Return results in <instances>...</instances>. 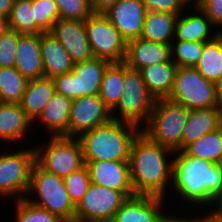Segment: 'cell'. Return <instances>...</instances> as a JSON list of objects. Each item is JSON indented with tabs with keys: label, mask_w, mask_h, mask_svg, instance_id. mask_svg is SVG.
Instances as JSON below:
<instances>
[{
	"label": "cell",
	"mask_w": 222,
	"mask_h": 222,
	"mask_svg": "<svg viewBox=\"0 0 222 222\" xmlns=\"http://www.w3.org/2000/svg\"><path fill=\"white\" fill-rule=\"evenodd\" d=\"M217 108L222 112V77L216 83Z\"/></svg>",
	"instance_id": "46"
},
{
	"label": "cell",
	"mask_w": 222,
	"mask_h": 222,
	"mask_svg": "<svg viewBox=\"0 0 222 222\" xmlns=\"http://www.w3.org/2000/svg\"><path fill=\"white\" fill-rule=\"evenodd\" d=\"M188 115L189 110L181 104L158 99L141 132L155 143L173 151H181V137Z\"/></svg>",
	"instance_id": "5"
},
{
	"label": "cell",
	"mask_w": 222,
	"mask_h": 222,
	"mask_svg": "<svg viewBox=\"0 0 222 222\" xmlns=\"http://www.w3.org/2000/svg\"><path fill=\"white\" fill-rule=\"evenodd\" d=\"M172 159L171 190L175 197L181 199L183 205L195 206L194 212L197 206L202 205L201 211L209 206L205 209L207 212L222 190L221 165L190 157L184 151H175Z\"/></svg>",
	"instance_id": "1"
},
{
	"label": "cell",
	"mask_w": 222,
	"mask_h": 222,
	"mask_svg": "<svg viewBox=\"0 0 222 222\" xmlns=\"http://www.w3.org/2000/svg\"><path fill=\"white\" fill-rule=\"evenodd\" d=\"M25 199L57 215L65 222L75 221L76 206L66 191L63 178L42 169L36 162L31 170L30 185Z\"/></svg>",
	"instance_id": "4"
},
{
	"label": "cell",
	"mask_w": 222,
	"mask_h": 222,
	"mask_svg": "<svg viewBox=\"0 0 222 222\" xmlns=\"http://www.w3.org/2000/svg\"><path fill=\"white\" fill-rule=\"evenodd\" d=\"M126 199L121 191L91 183L75 208V221L110 222Z\"/></svg>",
	"instance_id": "12"
},
{
	"label": "cell",
	"mask_w": 222,
	"mask_h": 222,
	"mask_svg": "<svg viewBox=\"0 0 222 222\" xmlns=\"http://www.w3.org/2000/svg\"><path fill=\"white\" fill-rule=\"evenodd\" d=\"M192 5L193 6L190 5V8L188 7V10L186 9V11H183L185 12V15H178L173 41H192L204 43L213 40L220 33L216 30V28H213L214 26L212 22L199 9V7L194 3H192ZM191 8L192 11H190Z\"/></svg>",
	"instance_id": "18"
},
{
	"label": "cell",
	"mask_w": 222,
	"mask_h": 222,
	"mask_svg": "<svg viewBox=\"0 0 222 222\" xmlns=\"http://www.w3.org/2000/svg\"><path fill=\"white\" fill-rule=\"evenodd\" d=\"M195 222H213V221L205 214L201 215V217H199Z\"/></svg>",
	"instance_id": "48"
},
{
	"label": "cell",
	"mask_w": 222,
	"mask_h": 222,
	"mask_svg": "<svg viewBox=\"0 0 222 222\" xmlns=\"http://www.w3.org/2000/svg\"><path fill=\"white\" fill-rule=\"evenodd\" d=\"M71 103L72 99L55 92L43 109L42 114L33 124H42L44 126L42 128L47 129L48 134L50 132L51 136L68 137V119Z\"/></svg>",
	"instance_id": "23"
},
{
	"label": "cell",
	"mask_w": 222,
	"mask_h": 222,
	"mask_svg": "<svg viewBox=\"0 0 222 222\" xmlns=\"http://www.w3.org/2000/svg\"><path fill=\"white\" fill-rule=\"evenodd\" d=\"M0 151V197L13 200L26 198L31 170L35 163V148ZM17 151V152H16ZM8 197V198H7Z\"/></svg>",
	"instance_id": "9"
},
{
	"label": "cell",
	"mask_w": 222,
	"mask_h": 222,
	"mask_svg": "<svg viewBox=\"0 0 222 222\" xmlns=\"http://www.w3.org/2000/svg\"><path fill=\"white\" fill-rule=\"evenodd\" d=\"M91 7L94 13H104L111 6L118 3L120 0H90Z\"/></svg>",
	"instance_id": "42"
},
{
	"label": "cell",
	"mask_w": 222,
	"mask_h": 222,
	"mask_svg": "<svg viewBox=\"0 0 222 222\" xmlns=\"http://www.w3.org/2000/svg\"><path fill=\"white\" fill-rule=\"evenodd\" d=\"M32 125L33 122L28 118L21 104L0 103V142L3 141L2 143H7L8 146H11L9 143L23 144L22 141L31 132Z\"/></svg>",
	"instance_id": "20"
},
{
	"label": "cell",
	"mask_w": 222,
	"mask_h": 222,
	"mask_svg": "<svg viewBox=\"0 0 222 222\" xmlns=\"http://www.w3.org/2000/svg\"><path fill=\"white\" fill-rule=\"evenodd\" d=\"M47 144L35 148V162L44 170L66 177L85 166L84 155L78 138L50 136Z\"/></svg>",
	"instance_id": "7"
},
{
	"label": "cell",
	"mask_w": 222,
	"mask_h": 222,
	"mask_svg": "<svg viewBox=\"0 0 222 222\" xmlns=\"http://www.w3.org/2000/svg\"><path fill=\"white\" fill-rule=\"evenodd\" d=\"M215 209H214V208ZM212 209L205 212V214H222V190L220 193L215 197L213 204L211 206Z\"/></svg>",
	"instance_id": "43"
},
{
	"label": "cell",
	"mask_w": 222,
	"mask_h": 222,
	"mask_svg": "<svg viewBox=\"0 0 222 222\" xmlns=\"http://www.w3.org/2000/svg\"><path fill=\"white\" fill-rule=\"evenodd\" d=\"M193 3L208 17L214 28L222 34V0H194Z\"/></svg>",
	"instance_id": "40"
},
{
	"label": "cell",
	"mask_w": 222,
	"mask_h": 222,
	"mask_svg": "<svg viewBox=\"0 0 222 222\" xmlns=\"http://www.w3.org/2000/svg\"><path fill=\"white\" fill-rule=\"evenodd\" d=\"M171 60V44L147 41L142 38L127 42V53L124 63L131 69L141 70L144 67Z\"/></svg>",
	"instance_id": "19"
},
{
	"label": "cell",
	"mask_w": 222,
	"mask_h": 222,
	"mask_svg": "<svg viewBox=\"0 0 222 222\" xmlns=\"http://www.w3.org/2000/svg\"><path fill=\"white\" fill-rule=\"evenodd\" d=\"M213 222H222V214H206Z\"/></svg>",
	"instance_id": "47"
},
{
	"label": "cell",
	"mask_w": 222,
	"mask_h": 222,
	"mask_svg": "<svg viewBox=\"0 0 222 222\" xmlns=\"http://www.w3.org/2000/svg\"><path fill=\"white\" fill-rule=\"evenodd\" d=\"M124 62L110 63L104 71L99 96L105 105L112 110L123 93Z\"/></svg>",
	"instance_id": "29"
},
{
	"label": "cell",
	"mask_w": 222,
	"mask_h": 222,
	"mask_svg": "<svg viewBox=\"0 0 222 222\" xmlns=\"http://www.w3.org/2000/svg\"><path fill=\"white\" fill-rule=\"evenodd\" d=\"M15 222H65L51 212L30 203L25 198L15 200Z\"/></svg>",
	"instance_id": "35"
},
{
	"label": "cell",
	"mask_w": 222,
	"mask_h": 222,
	"mask_svg": "<svg viewBox=\"0 0 222 222\" xmlns=\"http://www.w3.org/2000/svg\"><path fill=\"white\" fill-rule=\"evenodd\" d=\"M183 151L190 157L220 164L222 161V126L195 140Z\"/></svg>",
	"instance_id": "30"
},
{
	"label": "cell",
	"mask_w": 222,
	"mask_h": 222,
	"mask_svg": "<svg viewBox=\"0 0 222 222\" xmlns=\"http://www.w3.org/2000/svg\"><path fill=\"white\" fill-rule=\"evenodd\" d=\"M141 129L119 120L87 131L78 137L84 161H129L130 146Z\"/></svg>",
	"instance_id": "3"
},
{
	"label": "cell",
	"mask_w": 222,
	"mask_h": 222,
	"mask_svg": "<svg viewBox=\"0 0 222 222\" xmlns=\"http://www.w3.org/2000/svg\"><path fill=\"white\" fill-rule=\"evenodd\" d=\"M91 183L121 191L127 198L135 194L128 161H85Z\"/></svg>",
	"instance_id": "15"
},
{
	"label": "cell",
	"mask_w": 222,
	"mask_h": 222,
	"mask_svg": "<svg viewBox=\"0 0 222 222\" xmlns=\"http://www.w3.org/2000/svg\"><path fill=\"white\" fill-rule=\"evenodd\" d=\"M35 18V34L50 32L60 18L55 0H32Z\"/></svg>",
	"instance_id": "34"
},
{
	"label": "cell",
	"mask_w": 222,
	"mask_h": 222,
	"mask_svg": "<svg viewBox=\"0 0 222 222\" xmlns=\"http://www.w3.org/2000/svg\"><path fill=\"white\" fill-rule=\"evenodd\" d=\"M87 38L95 58L123 63L127 41L103 13H93L85 20Z\"/></svg>",
	"instance_id": "11"
},
{
	"label": "cell",
	"mask_w": 222,
	"mask_h": 222,
	"mask_svg": "<svg viewBox=\"0 0 222 222\" xmlns=\"http://www.w3.org/2000/svg\"><path fill=\"white\" fill-rule=\"evenodd\" d=\"M176 42V43H175ZM204 50V43L172 41L171 60L177 67H195Z\"/></svg>",
	"instance_id": "33"
},
{
	"label": "cell",
	"mask_w": 222,
	"mask_h": 222,
	"mask_svg": "<svg viewBox=\"0 0 222 222\" xmlns=\"http://www.w3.org/2000/svg\"><path fill=\"white\" fill-rule=\"evenodd\" d=\"M176 70L177 65L172 60L150 65L140 70L146 88L155 100L168 98Z\"/></svg>",
	"instance_id": "26"
},
{
	"label": "cell",
	"mask_w": 222,
	"mask_h": 222,
	"mask_svg": "<svg viewBox=\"0 0 222 222\" xmlns=\"http://www.w3.org/2000/svg\"><path fill=\"white\" fill-rule=\"evenodd\" d=\"M15 0H0V15L9 16Z\"/></svg>",
	"instance_id": "44"
},
{
	"label": "cell",
	"mask_w": 222,
	"mask_h": 222,
	"mask_svg": "<svg viewBox=\"0 0 222 222\" xmlns=\"http://www.w3.org/2000/svg\"><path fill=\"white\" fill-rule=\"evenodd\" d=\"M147 11H162L181 14L193 3L192 0H142Z\"/></svg>",
	"instance_id": "39"
},
{
	"label": "cell",
	"mask_w": 222,
	"mask_h": 222,
	"mask_svg": "<svg viewBox=\"0 0 222 222\" xmlns=\"http://www.w3.org/2000/svg\"><path fill=\"white\" fill-rule=\"evenodd\" d=\"M146 13L142 0H120L103 14L128 42L140 38Z\"/></svg>",
	"instance_id": "16"
},
{
	"label": "cell",
	"mask_w": 222,
	"mask_h": 222,
	"mask_svg": "<svg viewBox=\"0 0 222 222\" xmlns=\"http://www.w3.org/2000/svg\"><path fill=\"white\" fill-rule=\"evenodd\" d=\"M56 92L52 78L28 80L21 101L22 109L34 123L42 114L43 109Z\"/></svg>",
	"instance_id": "25"
},
{
	"label": "cell",
	"mask_w": 222,
	"mask_h": 222,
	"mask_svg": "<svg viewBox=\"0 0 222 222\" xmlns=\"http://www.w3.org/2000/svg\"><path fill=\"white\" fill-rule=\"evenodd\" d=\"M15 68L27 80L44 77L41 34H21L16 52Z\"/></svg>",
	"instance_id": "21"
},
{
	"label": "cell",
	"mask_w": 222,
	"mask_h": 222,
	"mask_svg": "<svg viewBox=\"0 0 222 222\" xmlns=\"http://www.w3.org/2000/svg\"><path fill=\"white\" fill-rule=\"evenodd\" d=\"M109 61L92 58L74 64L69 73L53 77L55 90L70 99L98 95L102 77Z\"/></svg>",
	"instance_id": "10"
},
{
	"label": "cell",
	"mask_w": 222,
	"mask_h": 222,
	"mask_svg": "<svg viewBox=\"0 0 222 222\" xmlns=\"http://www.w3.org/2000/svg\"><path fill=\"white\" fill-rule=\"evenodd\" d=\"M59 16L63 19L85 21L94 12L90 0H55Z\"/></svg>",
	"instance_id": "37"
},
{
	"label": "cell",
	"mask_w": 222,
	"mask_h": 222,
	"mask_svg": "<svg viewBox=\"0 0 222 222\" xmlns=\"http://www.w3.org/2000/svg\"><path fill=\"white\" fill-rule=\"evenodd\" d=\"M123 84V93L111 110L112 119L135 124L141 129L148 122L156 100L146 88L140 71L125 63Z\"/></svg>",
	"instance_id": "6"
},
{
	"label": "cell",
	"mask_w": 222,
	"mask_h": 222,
	"mask_svg": "<svg viewBox=\"0 0 222 222\" xmlns=\"http://www.w3.org/2000/svg\"><path fill=\"white\" fill-rule=\"evenodd\" d=\"M111 120V110L99 95L73 99L68 119V137L78 138L83 133Z\"/></svg>",
	"instance_id": "13"
},
{
	"label": "cell",
	"mask_w": 222,
	"mask_h": 222,
	"mask_svg": "<svg viewBox=\"0 0 222 222\" xmlns=\"http://www.w3.org/2000/svg\"><path fill=\"white\" fill-rule=\"evenodd\" d=\"M28 80L15 68H0V103L20 104Z\"/></svg>",
	"instance_id": "31"
},
{
	"label": "cell",
	"mask_w": 222,
	"mask_h": 222,
	"mask_svg": "<svg viewBox=\"0 0 222 222\" xmlns=\"http://www.w3.org/2000/svg\"><path fill=\"white\" fill-rule=\"evenodd\" d=\"M178 15L162 11H147L140 38L171 44L174 40Z\"/></svg>",
	"instance_id": "27"
},
{
	"label": "cell",
	"mask_w": 222,
	"mask_h": 222,
	"mask_svg": "<svg viewBox=\"0 0 222 222\" xmlns=\"http://www.w3.org/2000/svg\"><path fill=\"white\" fill-rule=\"evenodd\" d=\"M182 214L184 216L183 215L181 216L180 214L179 216H177V213L176 215H174V213L173 215H171V212L169 211L167 214L163 213V215L159 218L158 222H195L201 216L200 213L199 214L197 213L195 217L194 212L192 213L193 216L189 214L185 215L184 213Z\"/></svg>",
	"instance_id": "41"
},
{
	"label": "cell",
	"mask_w": 222,
	"mask_h": 222,
	"mask_svg": "<svg viewBox=\"0 0 222 222\" xmlns=\"http://www.w3.org/2000/svg\"><path fill=\"white\" fill-rule=\"evenodd\" d=\"M20 37L21 34L13 29L0 37V68L15 67Z\"/></svg>",
	"instance_id": "38"
},
{
	"label": "cell",
	"mask_w": 222,
	"mask_h": 222,
	"mask_svg": "<svg viewBox=\"0 0 222 222\" xmlns=\"http://www.w3.org/2000/svg\"><path fill=\"white\" fill-rule=\"evenodd\" d=\"M41 56L46 78L69 73L73 69L69 53L49 32L41 33Z\"/></svg>",
	"instance_id": "24"
},
{
	"label": "cell",
	"mask_w": 222,
	"mask_h": 222,
	"mask_svg": "<svg viewBox=\"0 0 222 222\" xmlns=\"http://www.w3.org/2000/svg\"><path fill=\"white\" fill-rule=\"evenodd\" d=\"M63 180L70 199L73 204L77 206L91 184L88 167L86 165L83 166L79 170L64 177Z\"/></svg>",
	"instance_id": "36"
},
{
	"label": "cell",
	"mask_w": 222,
	"mask_h": 222,
	"mask_svg": "<svg viewBox=\"0 0 222 222\" xmlns=\"http://www.w3.org/2000/svg\"><path fill=\"white\" fill-rule=\"evenodd\" d=\"M11 28L9 16L0 15V37L6 33H8Z\"/></svg>",
	"instance_id": "45"
},
{
	"label": "cell",
	"mask_w": 222,
	"mask_h": 222,
	"mask_svg": "<svg viewBox=\"0 0 222 222\" xmlns=\"http://www.w3.org/2000/svg\"><path fill=\"white\" fill-rule=\"evenodd\" d=\"M164 197L136 194L128 197L110 222H158L165 212Z\"/></svg>",
	"instance_id": "17"
},
{
	"label": "cell",
	"mask_w": 222,
	"mask_h": 222,
	"mask_svg": "<svg viewBox=\"0 0 222 222\" xmlns=\"http://www.w3.org/2000/svg\"><path fill=\"white\" fill-rule=\"evenodd\" d=\"M11 28L20 34H35L32 0H15L9 15Z\"/></svg>",
	"instance_id": "32"
},
{
	"label": "cell",
	"mask_w": 222,
	"mask_h": 222,
	"mask_svg": "<svg viewBox=\"0 0 222 222\" xmlns=\"http://www.w3.org/2000/svg\"><path fill=\"white\" fill-rule=\"evenodd\" d=\"M167 99L189 111L217 107L216 83L203 78L195 67H177Z\"/></svg>",
	"instance_id": "8"
},
{
	"label": "cell",
	"mask_w": 222,
	"mask_h": 222,
	"mask_svg": "<svg viewBox=\"0 0 222 222\" xmlns=\"http://www.w3.org/2000/svg\"><path fill=\"white\" fill-rule=\"evenodd\" d=\"M195 68L200 75L217 83L222 77V34L217 35L213 40L204 42L203 53Z\"/></svg>",
	"instance_id": "28"
},
{
	"label": "cell",
	"mask_w": 222,
	"mask_h": 222,
	"mask_svg": "<svg viewBox=\"0 0 222 222\" xmlns=\"http://www.w3.org/2000/svg\"><path fill=\"white\" fill-rule=\"evenodd\" d=\"M174 152L151 141L141 131L138 133L131 143L128 161L135 194L168 198Z\"/></svg>",
	"instance_id": "2"
},
{
	"label": "cell",
	"mask_w": 222,
	"mask_h": 222,
	"mask_svg": "<svg viewBox=\"0 0 222 222\" xmlns=\"http://www.w3.org/2000/svg\"><path fill=\"white\" fill-rule=\"evenodd\" d=\"M49 33L66 49L74 64L94 58L85 21L59 18Z\"/></svg>",
	"instance_id": "14"
},
{
	"label": "cell",
	"mask_w": 222,
	"mask_h": 222,
	"mask_svg": "<svg viewBox=\"0 0 222 222\" xmlns=\"http://www.w3.org/2000/svg\"><path fill=\"white\" fill-rule=\"evenodd\" d=\"M222 126V112L217 107L189 111L181 137V151L195 140Z\"/></svg>",
	"instance_id": "22"
}]
</instances>
